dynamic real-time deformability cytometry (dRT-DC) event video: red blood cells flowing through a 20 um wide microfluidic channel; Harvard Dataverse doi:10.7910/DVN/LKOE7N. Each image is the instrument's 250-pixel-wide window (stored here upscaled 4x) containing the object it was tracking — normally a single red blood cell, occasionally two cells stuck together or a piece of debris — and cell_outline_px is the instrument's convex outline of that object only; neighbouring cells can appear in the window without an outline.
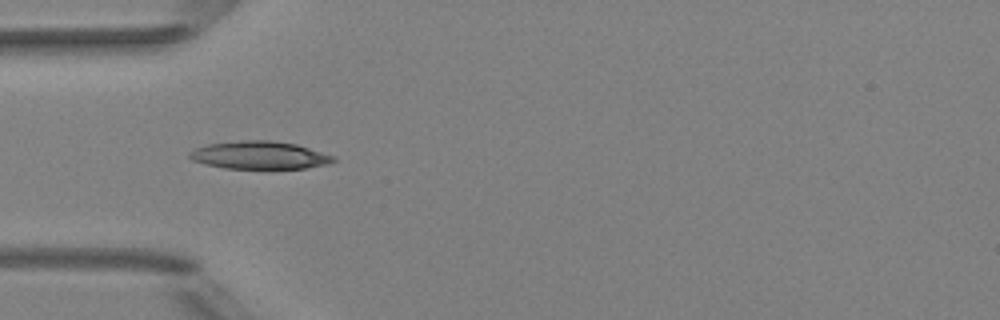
{"species": "Egyptian fruit bat (a non-hibernating species)", "species_latin": "Rousettus aegyptiacus", "temperature_condition": "room temperature", "stored_images_in_passage": 7, "camera_frame_rate_fps": 3000, "um_per_image_px": 0.085, "animal": {"sex": "female"}, "frame": {"image": 1, "passage_image": 4, "time_ms": 4.333, "image_size_px": [1000, 320], "cell_outline_px": [[336, 160], [328, 164], [304, 168], [224, 168], [204, 164], [192, 160], [188, 156], [188, 152], [196, 148], [208, 144], [244, 140], [272, 140], [296, 144], [336, 156]], "centroid_in_image_um": [22.06, 13.18], "position_along_channel_um": 62.9, "area_um2": 23.29}}
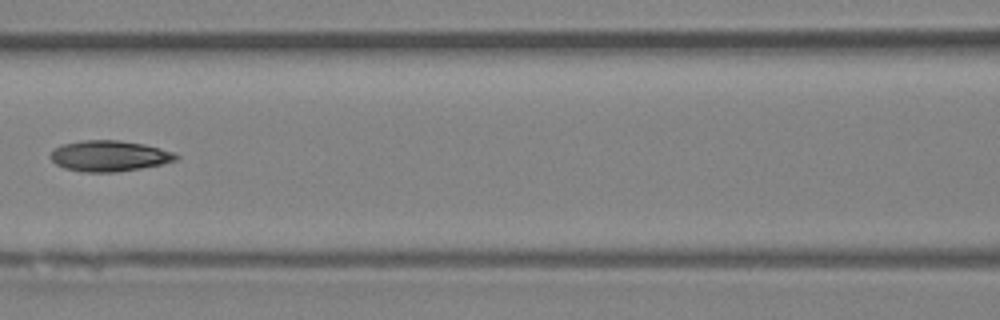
{"frame": {"image": 2, "passage_image": 6, "time_ms": 6.667, "image_size_px": [1000, 320], "cell_outline_px": [[180, 156], [176, 160], [160, 164], [140, 168], [116, 172], [84, 172], [64, 168], [56, 164], [48, 156], [60, 144], [84, 140], [120, 140], [144, 144], [160, 148], [172, 152]], "centroid_in_image_um": [9.26, 13.25], "position_along_channel_um": 157.3, "area_um2": 22.48}}
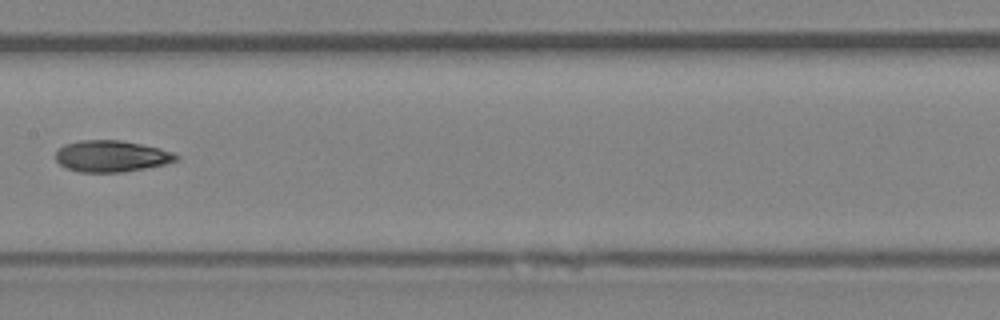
{"frame": {"image": 3, "passage_image": 7, "time_ms": 7.667, "image_size_px": [1000, 320], "cell_outline_px": [[180, 156], [176, 160], [164, 164], [144, 168], [120, 172], [80, 172], [64, 168], [56, 160], [56, 152], [64, 144], [80, 140], [120, 140], [160, 148], [172, 152]], "centroid_in_image_um": [9.44, 13.27], "position_along_channel_um": 198.0, "area_um2": 21.96}}